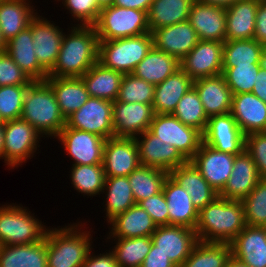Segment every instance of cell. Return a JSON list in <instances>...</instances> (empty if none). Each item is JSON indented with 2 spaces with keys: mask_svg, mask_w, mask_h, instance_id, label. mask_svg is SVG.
<instances>
[{
  "mask_svg": "<svg viewBox=\"0 0 266 267\" xmlns=\"http://www.w3.org/2000/svg\"><path fill=\"white\" fill-rule=\"evenodd\" d=\"M246 227L241 200L216 197L198 212V241L230 243Z\"/></svg>",
  "mask_w": 266,
  "mask_h": 267,
  "instance_id": "6da1fadb",
  "label": "cell"
},
{
  "mask_svg": "<svg viewBox=\"0 0 266 267\" xmlns=\"http://www.w3.org/2000/svg\"><path fill=\"white\" fill-rule=\"evenodd\" d=\"M63 36L60 51L48 77H82L98 61V36L94 26L71 28Z\"/></svg>",
  "mask_w": 266,
  "mask_h": 267,
  "instance_id": "7a4b0ae2",
  "label": "cell"
},
{
  "mask_svg": "<svg viewBox=\"0 0 266 267\" xmlns=\"http://www.w3.org/2000/svg\"><path fill=\"white\" fill-rule=\"evenodd\" d=\"M21 119L27 121L40 135L54 136L66 126L55 93L49 83L32 81L24 97Z\"/></svg>",
  "mask_w": 266,
  "mask_h": 267,
  "instance_id": "3957f363",
  "label": "cell"
},
{
  "mask_svg": "<svg viewBox=\"0 0 266 267\" xmlns=\"http://www.w3.org/2000/svg\"><path fill=\"white\" fill-rule=\"evenodd\" d=\"M46 232L47 267H81L91 252L90 231L77 224Z\"/></svg>",
  "mask_w": 266,
  "mask_h": 267,
  "instance_id": "277c9868",
  "label": "cell"
},
{
  "mask_svg": "<svg viewBox=\"0 0 266 267\" xmlns=\"http://www.w3.org/2000/svg\"><path fill=\"white\" fill-rule=\"evenodd\" d=\"M153 47L152 34L119 38L98 43V62L104 67L131 74Z\"/></svg>",
  "mask_w": 266,
  "mask_h": 267,
  "instance_id": "5b68a950",
  "label": "cell"
},
{
  "mask_svg": "<svg viewBox=\"0 0 266 267\" xmlns=\"http://www.w3.org/2000/svg\"><path fill=\"white\" fill-rule=\"evenodd\" d=\"M93 26L98 41L134 37L150 32L147 12L115 5L101 8Z\"/></svg>",
  "mask_w": 266,
  "mask_h": 267,
  "instance_id": "8992f818",
  "label": "cell"
},
{
  "mask_svg": "<svg viewBox=\"0 0 266 267\" xmlns=\"http://www.w3.org/2000/svg\"><path fill=\"white\" fill-rule=\"evenodd\" d=\"M47 228L30 211L16 205L0 207V242L2 245H21L39 242Z\"/></svg>",
  "mask_w": 266,
  "mask_h": 267,
  "instance_id": "52a82bcc",
  "label": "cell"
},
{
  "mask_svg": "<svg viewBox=\"0 0 266 267\" xmlns=\"http://www.w3.org/2000/svg\"><path fill=\"white\" fill-rule=\"evenodd\" d=\"M149 131L164 143L175 147L190 161L203 142V134L179 121L172 114H154Z\"/></svg>",
  "mask_w": 266,
  "mask_h": 267,
  "instance_id": "ba28073f",
  "label": "cell"
},
{
  "mask_svg": "<svg viewBox=\"0 0 266 267\" xmlns=\"http://www.w3.org/2000/svg\"><path fill=\"white\" fill-rule=\"evenodd\" d=\"M113 102L90 97L77 111L66 118L68 128L94 133L104 139L114 137Z\"/></svg>",
  "mask_w": 266,
  "mask_h": 267,
  "instance_id": "9c48e42d",
  "label": "cell"
},
{
  "mask_svg": "<svg viewBox=\"0 0 266 267\" xmlns=\"http://www.w3.org/2000/svg\"><path fill=\"white\" fill-rule=\"evenodd\" d=\"M39 136L41 137L34 127L21 118L4 122L3 158L6 165L17 167L31 155L33 157Z\"/></svg>",
  "mask_w": 266,
  "mask_h": 267,
  "instance_id": "30bf717a",
  "label": "cell"
},
{
  "mask_svg": "<svg viewBox=\"0 0 266 267\" xmlns=\"http://www.w3.org/2000/svg\"><path fill=\"white\" fill-rule=\"evenodd\" d=\"M156 250L164 254L176 266L181 267L198 242L196 231L184 226H157L151 235Z\"/></svg>",
  "mask_w": 266,
  "mask_h": 267,
  "instance_id": "8fae6325",
  "label": "cell"
},
{
  "mask_svg": "<svg viewBox=\"0 0 266 267\" xmlns=\"http://www.w3.org/2000/svg\"><path fill=\"white\" fill-rule=\"evenodd\" d=\"M75 161L73 165L103 164V148L106 139L87 131L65 126L56 136Z\"/></svg>",
  "mask_w": 266,
  "mask_h": 267,
  "instance_id": "7c38bea8",
  "label": "cell"
},
{
  "mask_svg": "<svg viewBox=\"0 0 266 267\" xmlns=\"http://www.w3.org/2000/svg\"><path fill=\"white\" fill-rule=\"evenodd\" d=\"M203 134V142L214 149L241 154L245 150V135L231 113L209 117Z\"/></svg>",
  "mask_w": 266,
  "mask_h": 267,
  "instance_id": "4fadbf2b",
  "label": "cell"
},
{
  "mask_svg": "<svg viewBox=\"0 0 266 267\" xmlns=\"http://www.w3.org/2000/svg\"><path fill=\"white\" fill-rule=\"evenodd\" d=\"M223 43L199 40L180 61L181 69L193 80L222 74Z\"/></svg>",
  "mask_w": 266,
  "mask_h": 267,
  "instance_id": "5bb4252c",
  "label": "cell"
},
{
  "mask_svg": "<svg viewBox=\"0 0 266 267\" xmlns=\"http://www.w3.org/2000/svg\"><path fill=\"white\" fill-rule=\"evenodd\" d=\"M154 116L152 104L113 102L114 137L135 138L149 130Z\"/></svg>",
  "mask_w": 266,
  "mask_h": 267,
  "instance_id": "9a60e30c",
  "label": "cell"
},
{
  "mask_svg": "<svg viewBox=\"0 0 266 267\" xmlns=\"http://www.w3.org/2000/svg\"><path fill=\"white\" fill-rule=\"evenodd\" d=\"M235 156L218 151L202 142L199 150L190 161L210 186L220 193L231 176Z\"/></svg>",
  "mask_w": 266,
  "mask_h": 267,
  "instance_id": "2e32d148",
  "label": "cell"
},
{
  "mask_svg": "<svg viewBox=\"0 0 266 267\" xmlns=\"http://www.w3.org/2000/svg\"><path fill=\"white\" fill-rule=\"evenodd\" d=\"M140 165L138 146L134 138L111 137L103 148L106 177L128 176Z\"/></svg>",
  "mask_w": 266,
  "mask_h": 267,
  "instance_id": "e0dca14e",
  "label": "cell"
},
{
  "mask_svg": "<svg viewBox=\"0 0 266 267\" xmlns=\"http://www.w3.org/2000/svg\"><path fill=\"white\" fill-rule=\"evenodd\" d=\"M140 135L142 138H134L138 146L140 165L161 169L169 173L187 162L175 147L169 143H164L149 130Z\"/></svg>",
  "mask_w": 266,
  "mask_h": 267,
  "instance_id": "ac0fdd59",
  "label": "cell"
},
{
  "mask_svg": "<svg viewBox=\"0 0 266 267\" xmlns=\"http://www.w3.org/2000/svg\"><path fill=\"white\" fill-rule=\"evenodd\" d=\"M153 47L181 61L198 43L196 30L189 21L160 27L151 32Z\"/></svg>",
  "mask_w": 266,
  "mask_h": 267,
  "instance_id": "d6986e66",
  "label": "cell"
},
{
  "mask_svg": "<svg viewBox=\"0 0 266 267\" xmlns=\"http://www.w3.org/2000/svg\"><path fill=\"white\" fill-rule=\"evenodd\" d=\"M55 24L36 15L29 23L32 30L34 52L39 64L49 72L55 65L63 32Z\"/></svg>",
  "mask_w": 266,
  "mask_h": 267,
  "instance_id": "ffe728a7",
  "label": "cell"
},
{
  "mask_svg": "<svg viewBox=\"0 0 266 267\" xmlns=\"http://www.w3.org/2000/svg\"><path fill=\"white\" fill-rule=\"evenodd\" d=\"M199 40L226 41V9L195 0L191 6L189 19Z\"/></svg>",
  "mask_w": 266,
  "mask_h": 267,
  "instance_id": "44dd1931",
  "label": "cell"
},
{
  "mask_svg": "<svg viewBox=\"0 0 266 267\" xmlns=\"http://www.w3.org/2000/svg\"><path fill=\"white\" fill-rule=\"evenodd\" d=\"M234 258L248 267H266V229L246 227L229 243Z\"/></svg>",
  "mask_w": 266,
  "mask_h": 267,
  "instance_id": "7402d4cb",
  "label": "cell"
},
{
  "mask_svg": "<svg viewBox=\"0 0 266 267\" xmlns=\"http://www.w3.org/2000/svg\"><path fill=\"white\" fill-rule=\"evenodd\" d=\"M261 179L252 157L244 150L235 156L233 169L220 197L229 200H243Z\"/></svg>",
  "mask_w": 266,
  "mask_h": 267,
  "instance_id": "603a6c76",
  "label": "cell"
},
{
  "mask_svg": "<svg viewBox=\"0 0 266 267\" xmlns=\"http://www.w3.org/2000/svg\"><path fill=\"white\" fill-rule=\"evenodd\" d=\"M230 113L245 136L266 132V104L253 93L233 95Z\"/></svg>",
  "mask_w": 266,
  "mask_h": 267,
  "instance_id": "cb8c5ba5",
  "label": "cell"
},
{
  "mask_svg": "<svg viewBox=\"0 0 266 267\" xmlns=\"http://www.w3.org/2000/svg\"><path fill=\"white\" fill-rule=\"evenodd\" d=\"M193 86L199 94L208 118L231 111L233 94L222 74L194 80Z\"/></svg>",
  "mask_w": 266,
  "mask_h": 267,
  "instance_id": "d4e9b609",
  "label": "cell"
},
{
  "mask_svg": "<svg viewBox=\"0 0 266 267\" xmlns=\"http://www.w3.org/2000/svg\"><path fill=\"white\" fill-rule=\"evenodd\" d=\"M163 194L168 207L169 225L195 229L198 210L193 206L189 193L169 175L163 185Z\"/></svg>",
  "mask_w": 266,
  "mask_h": 267,
  "instance_id": "484cf974",
  "label": "cell"
},
{
  "mask_svg": "<svg viewBox=\"0 0 266 267\" xmlns=\"http://www.w3.org/2000/svg\"><path fill=\"white\" fill-rule=\"evenodd\" d=\"M169 176L189 193L198 212L219 196L191 161L171 170Z\"/></svg>",
  "mask_w": 266,
  "mask_h": 267,
  "instance_id": "4316f807",
  "label": "cell"
},
{
  "mask_svg": "<svg viewBox=\"0 0 266 267\" xmlns=\"http://www.w3.org/2000/svg\"><path fill=\"white\" fill-rule=\"evenodd\" d=\"M6 52L32 81H44L48 77L36 58L29 26L7 42Z\"/></svg>",
  "mask_w": 266,
  "mask_h": 267,
  "instance_id": "83f0119b",
  "label": "cell"
},
{
  "mask_svg": "<svg viewBox=\"0 0 266 267\" xmlns=\"http://www.w3.org/2000/svg\"><path fill=\"white\" fill-rule=\"evenodd\" d=\"M194 80L181 68L154 88V114H172L179 100L193 87Z\"/></svg>",
  "mask_w": 266,
  "mask_h": 267,
  "instance_id": "f1b7e54d",
  "label": "cell"
},
{
  "mask_svg": "<svg viewBox=\"0 0 266 267\" xmlns=\"http://www.w3.org/2000/svg\"><path fill=\"white\" fill-rule=\"evenodd\" d=\"M260 0H240L226 8V41L253 39Z\"/></svg>",
  "mask_w": 266,
  "mask_h": 267,
  "instance_id": "f546056e",
  "label": "cell"
},
{
  "mask_svg": "<svg viewBox=\"0 0 266 267\" xmlns=\"http://www.w3.org/2000/svg\"><path fill=\"white\" fill-rule=\"evenodd\" d=\"M108 223L112 225L109 232L112 238L151 236L157 228L150 215L139 204H134Z\"/></svg>",
  "mask_w": 266,
  "mask_h": 267,
  "instance_id": "4dcf8cb0",
  "label": "cell"
},
{
  "mask_svg": "<svg viewBox=\"0 0 266 267\" xmlns=\"http://www.w3.org/2000/svg\"><path fill=\"white\" fill-rule=\"evenodd\" d=\"M45 80L53 89L65 119L90 98L81 77H47Z\"/></svg>",
  "mask_w": 266,
  "mask_h": 267,
  "instance_id": "1f68e13d",
  "label": "cell"
},
{
  "mask_svg": "<svg viewBox=\"0 0 266 267\" xmlns=\"http://www.w3.org/2000/svg\"><path fill=\"white\" fill-rule=\"evenodd\" d=\"M123 75L97 61L81 78L90 97L114 102L118 97Z\"/></svg>",
  "mask_w": 266,
  "mask_h": 267,
  "instance_id": "d6a6232c",
  "label": "cell"
},
{
  "mask_svg": "<svg viewBox=\"0 0 266 267\" xmlns=\"http://www.w3.org/2000/svg\"><path fill=\"white\" fill-rule=\"evenodd\" d=\"M180 68L177 58L152 47L132 74L156 86Z\"/></svg>",
  "mask_w": 266,
  "mask_h": 267,
  "instance_id": "836d02e7",
  "label": "cell"
},
{
  "mask_svg": "<svg viewBox=\"0 0 266 267\" xmlns=\"http://www.w3.org/2000/svg\"><path fill=\"white\" fill-rule=\"evenodd\" d=\"M0 267H47L46 235L32 244L2 245Z\"/></svg>",
  "mask_w": 266,
  "mask_h": 267,
  "instance_id": "e575fe53",
  "label": "cell"
},
{
  "mask_svg": "<svg viewBox=\"0 0 266 267\" xmlns=\"http://www.w3.org/2000/svg\"><path fill=\"white\" fill-rule=\"evenodd\" d=\"M27 0H0V30L6 42L29 26L37 15Z\"/></svg>",
  "mask_w": 266,
  "mask_h": 267,
  "instance_id": "d590c367",
  "label": "cell"
},
{
  "mask_svg": "<svg viewBox=\"0 0 266 267\" xmlns=\"http://www.w3.org/2000/svg\"><path fill=\"white\" fill-rule=\"evenodd\" d=\"M195 0H153L148 16L150 33L160 27L188 21Z\"/></svg>",
  "mask_w": 266,
  "mask_h": 267,
  "instance_id": "8d00e7d4",
  "label": "cell"
},
{
  "mask_svg": "<svg viewBox=\"0 0 266 267\" xmlns=\"http://www.w3.org/2000/svg\"><path fill=\"white\" fill-rule=\"evenodd\" d=\"M169 173L161 169L139 165L127 177L136 204L163 191Z\"/></svg>",
  "mask_w": 266,
  "mask_h": 267,
  "instance_id": "74e56055",
  "label": "cell"
},
{
  "mask_svg": "<svg viewBox=\"0 0 266 267\" xmlns=\"http://www.w3.org/2000/svg\"><path fill=\"white\" fill-rule=\"evenodd\" d=\"M231 256L229 243L198 241L181 267H226Z\"/></svg>",
  "mask_w": 266,
  "mask_h": 267,
  "instance_id": "f35d334b",
  "label": "cell"
},
{
  "mask_svg": "<svg viewBox=\"0 0 266 267\" xmlns=\"http://www.w3.org/2000/svg\"><path fill=\"white\" fill-rule=\"evenodd\" d=\"M103 190H107L105 208L108 222L136 204L127 176L106 177Z\"/></svg>",
  "mask_w": 266,
  "mask_h": 267,
  "instance_id": "ab89813d",
  "label": "cell"
},
{
  "mask_svg": "<svg viewBox=\"0 0 266 267\" xmlns=\"http://www.w3.org/2000/svg\"><path fill=\"white\" fill-rule=\"evenodd\" d=\"M115 239L116 246L112 252L117 267H140L152 246L151 236Z\"/></svg>",
  "mask_w": 266,
  "mask_h": 267,
  "instance_id": "60d3db41",
  "label": "cell"
},
{
  "mask_svg": "<svg viewBox=\"0 0 266 267\" xmlns=\"http://www.w3.org/2000/svg\"><path fill=\"white\" fill-rule=\"evenodd\" d=\"M265 46L254 38L233 40L223 43V67L251 66L258 64L261 51Z\"/></svg>",
  "mask_w": 266,
  "mask_h": 267,
  "instance_id": "b9f144b4",
  "label": "cell"
},
{
  "mask_svg": "<svg viewBox=\"0 0 266 267\" xmlns=\"http://www.w3.org/2000/svg\"><path fill=\"white\" fill-rule=\"evenodd\" d=\"M172 115L183 124L192 126L202 133L205 131L209 119L194 86L179 100Z\"/></svg>",
  "mask_w": 266,
  "mask_h": 267,
  "instance_id": "7bdbcfd3",
  "label": "cell"
},
{
  "mask_svg": "<svg viewBox=\"0 0 266 267\" xmlns=\"http://www.w3.org/2000/svg\"><path fill=\"white\" fill-rule=\"evenodd\" d=\"M70 178L71 184L79 193L87 194V196L104 193L106 175L103 164L73 165Z\"/></svg>",
  "mask_w": 266,
  "mask_h": 267,
  "instance_id": "ee69618b",
  "label": "cell"
},
{
  "mask_svg": "<svg viewBox=\"0 0 266 267\" xmlns=\"http://www.w3.org/2000/svg\"><path fill=\"white\" fill-rule=\"evenodd\" d=\"M155 86L131 74H124L117 101L124 103L152 104Z\"/></svg>",
  "mask_w": 266,
  "mask_h": 267,
  "instance_id": "f6af8a7d",
  "label": "cell"
},
{
  "mask_svg": "<svg viewBox=\"0 0 266 267\" xmlns=\"http://www.w3.org/2000/svg\"><path fill=\"white\" fill-rule=\"evenodd\" d=\"M246 225L266 224V178H261L255 188L242 200Z\"/></svg>",
  "mask_w": 266,
  "mask_h": 267,
  "instance_id": "bcb514c9",
  "label": "cell"
},
{
  "mask_svg": "<svg viewBox=\"0 0 266 267\" xmlns=\"http://www.w3.org/2000/svg\"><path fill=\"white\" fill-rule=\"evenodd\" d=\"M29 85L0 86V118L2 122L19 119Z\"/></svg>",
  "mask_w": 266,
  "mask_h": 267,
  "instance_id": "7dc6e473",
  "label": "cell"
},
{
  "mask_svg": "<svg viewBox=\"0 0 266 267\" xmlns=\"http://www.w3.org/2000/svg\"><path fill=\"white\" fill-rule=\"evenodd\" d=\"M259 69L258 64H251V66L222 67V75L233 95L251 93Z\"/></svg>",
  "mask_w": 266,
  "mask_h": 267,
  "instance_id": "c3c4849f",
  "label": "cell"
},
{
  "mask_svg": "<svg viewBox=\"0 0 266 267\" xmlns=\"http://www.w3.org/2000/svg\"><path fill=\"white\" fill-rule=\"evenodd\" d=\"M66 8L70 11L73 18L80 20L82 26H93L99 16L101 8L97 0H62ZM82 22V24H81Z\"/></svg>",
  "mask_w": 266,
  "mask_h": 267,
  "instance_id": "681fc988",
  "label": "cell"
},
{
  "mask_svg": "<svg viewBox=\"0 0 266 267\" xmlns=\"http://www.w3.org/2000/svg\"><path fill=\"white\" fill-rule=\"evenodd\" d=\"M31 82L6 51L0 52V86L29 85Z\"/></svg>",
  "mask_w": 266,
  "mask_h": 267,
  "instance_id": "f907efd6",
  "label": "cell"
},
{
  "mask_svg": "<svg viewBox=\"0 0 266 267\" xmlns=\"http://www.w3.org/2000/svg\"><path fill=\"white\" fill-rule=\"evenodd\" d=\"M245 150L254 160L261 178H266V132L246 135Z\"/></svg>",
  "mask_w": 266,
  "mask_h": 267,
  "instance_id": "816d5d0a",
  "label": "cell"
},
{
  "mask_svg": "<svg viewBox=\"0 0 266 267\" xmlns=\"http://www.w3.org/2000/svg\"><path fill=\"white\" fill-rule=\"evenodd\" d=\"M157 226L169 225L168 207L163 191L138 203Z\"/></svg>",
  "mask_w": 266,
  "mask_h": 267,
  "instance_id": "f5cc1de1",
  "label": "cell"
},
{
  "mask_svg": "<svg viewBox=\"0 0 266 267\" xmlns=\"http://www.w3.org/2000/svg\"><path fill=\"white\" fill-rule=\"evenodd\" d=\"M253 38L266 47V0L259 1Z\"/></svg>",
  "mask_w": 266,
  "mask_h": 267,
  "instance_id": "db71d44e",
  "label": "cell"
},
{
  "mask_svg": "<svg viewBox=\"0 0 266 267\" xmlns=\"http://www.w3.org/2000/svg\"><path fill=\"white\" fill-rule=\"evenodd\" d=\"M140 267H176L168 257L156 250L152 243L151 249Z\"/></svg>",
  "mask_w": 266,
  "mask_h": 267,
  "instance_id": "11a10c76",
  "label": "cell"
},
{
  "mask_svg": "<svg viewBox=\"0 0 266 267\" xmlns=\"http://www.w3.org/2000/svg\"><path fill=\"white\" fill-rule=\"evenodd\" d=\"M81 267H117L116 257L112 252L93 256L88 253V256Z\"/></svg>",
  "mask_w": 266,
  "mask_h": 267,
  "instance_id": "9f6ffc18",
  "label": "cell"
},
{
  "mask_svg": "<svg viewBox=\"0 0 266 267\" xmlns=\"http://www.w3.org/2000/svg\"><path fill=\"white\" fill-rule=\"evenodd\" d=\"M266 104V70L259 69L252 92Z\"/></svg>",
  "mask_w": 266,
  "mask_h": 267,
  "instance_id": "6f0895ef",
  "label": "cell"
},
{
  "mask_svg": "<svg viewBox=\"0 0 266 267\" xmlns=\"http://www.w3.org/2000/svg\"><path fill=\"white\" fill-rule=\"evenodd\" d=\"M152 2L153 0H114L113 5L124 8L143 10L148 13Z\"/></svg>",
  "mask_w": 266,
  "mask_h": 267,
  "instance_id": "680465c9",
  "label": "cell"
},
{
  "mask_svg": "<svg viewBox=\"0 0 266 267\" xmlns=\"http://www.w3.org/2000/svg\"><path fill=\"white\" fill-rule=\"evenodd\" d=\"M197 1L226 9L240 0H197Z\"/></svg>",
  "mask_w": 266,
  "mask_h": 267,
  "instance_id": "91938a15",
  "label": "cell"
},
{
  "mask_svg": "<svg viewBox=\"0 0 266 267\" xmlns=\"http://www.w3.org/2000/svg\"><path fill=\"white\" fill-rule=\"evenodd\" d=\"M226 267H248L245 263L239 261L238 259L234 258L233 256L227 262Z\"/></svg>",
  "mask_w": 266,
  "mask_h": 267,
  "instance_id": "94428289",
  "label": "cell"
},
{
  "mask_svg": "<svg viewBox=\"0 0 266 267\" xmlns=\"http://www.w3.org/2000/svg\"><path fill=\"white\" fill-rule=\"evenodd\" d=\"M258 65L260 69L266 70V47H264L263 50L261 51Z\"/></svg>",
  "mask_w": 266,
  "mask_h": 267,
  "instance_id": "6125c7cd",
  "label": "cell"
},
{
  "mask_svg": "<svg viewBox=\"0 0 266 267\" xmlns=\"http://www.w3.org/2000/svg\"><path fill=\"white\" fill-rule=\"evenodd\" d=\"M4 150V123H0V158L3 159Z\"/></svg>",
  "mask_w": 266,
  "mask_h": 267,
  "instance_id": "be15d7a7",
  "label": "cell"
},
{
  "mask_svg": "<svg viewBox=\"0 0 266 267\" xmlns=\"http://www.w3.org/2000/svg\"><path fill=\"white\" fill-rule=\"evenodd\" d=\"M114 0H97V4L100 8L113 5Z\"/></svg>",
  "mask_w": 266,
  "mask_h": 267,
  "instance_id": "e7e4bbea",
  "label": "cell"
},
{
  "mask_svg": "<svg viewBox=\"0 0 266 267\" xmlns=\"http://www.w3.org/2000/svg\"><path fill=\"white\" fill-rule=\"evenodd\" d=\"M6 47H7V42L4 39L2 32L0 30V52L6 51Z\"/></svg>",
  "mask_w": 266,
  "mask_h": 267,
  "instance_id": "03108f58",
  "label": "cell"
}]
</instances>
